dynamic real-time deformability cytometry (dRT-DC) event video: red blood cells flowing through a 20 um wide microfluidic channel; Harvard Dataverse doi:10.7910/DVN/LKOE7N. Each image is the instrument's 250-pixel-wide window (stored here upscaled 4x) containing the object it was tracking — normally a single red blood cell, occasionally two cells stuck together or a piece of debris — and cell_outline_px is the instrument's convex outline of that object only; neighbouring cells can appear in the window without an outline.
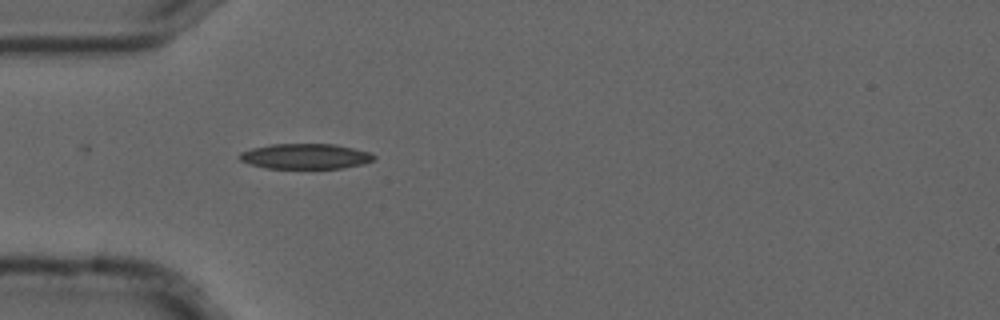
{"species": "common noctule bat (a hibernating species)", "species_latin": "Nyctalus noctula", "temperature_condition": "cold", "stored_images_in_passage": 4, "camera_frame_rate_fps": 3000, "um_per_image_px": 0.085, "animal": {"sex": "male", "forearm_length_mm": 52.5}, "frame": {"image": 1, "passage_image": 4, "time_ms": 1.0, "image_size_px": [1000, 320], "cell_outline_px": [[376, 156], [372, 160], [364, 164], [340, 168], [268, 168], [252, 164], [240, 160], [236, 156], [240, 152], [252, 148], [272, 144], [336, 144], [368, 152]], "centroid_in_image_um": [25.94, 13.28], "position_along_channel_um": 59.1, "area_um2": 19.65}}